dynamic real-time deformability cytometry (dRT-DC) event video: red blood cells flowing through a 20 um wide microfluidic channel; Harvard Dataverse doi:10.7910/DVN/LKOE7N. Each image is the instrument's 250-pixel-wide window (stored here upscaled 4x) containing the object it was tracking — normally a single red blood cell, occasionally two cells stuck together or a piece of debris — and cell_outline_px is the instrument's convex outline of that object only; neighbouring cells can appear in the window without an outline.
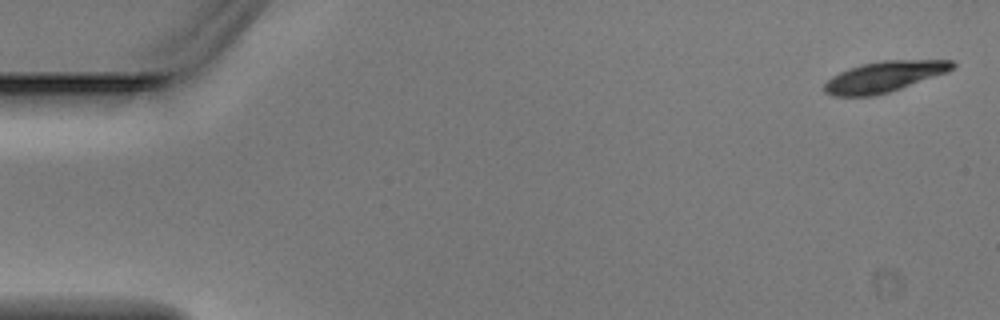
{"species": "Egyptian fruit bat (a non-hibernating species)", "species_latin": "Rousettus aegyptiacus", "temperature_condition": "warm", "stored_images_in_passage": 4, "segment_of_instrument_passage": [2, 2], "camera_frame_rate_fps": 3000, "um_per_image_px": 0.085, "animal": {"sex": "male"}, "frame": {"image": 1, "passage_image": 4, "time_ms": 1.0, "image_size_px": [1000, 320], "cell_outline_px": [[956, 64], [948, 72], [888, 92], [872, 96], [832, 96], [824, 92], [824, 84], [832, 76], [840, 72], [864, 64], [884, 60], [952, 60]], "centroid_in_image_um": [75.15, 6.52], "position_along_channel_um": 9.8, "area_um2": 22.6}}